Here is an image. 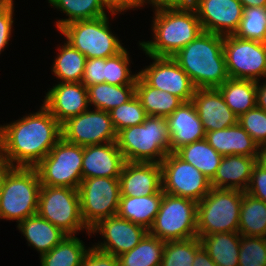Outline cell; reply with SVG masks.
Listing matches in <instances>:
<instances>
[{
  "label": "cell",
  "instance_id": "8992f818",
  "mask_svg": "<svg viewBox=\"0 0 266 266\" xmlns=\"http://www.w3.org/2000/svg\"><path fill=\"white\" fill-rule=\"evenodd\" d=\"M242 190L211 188L197 205V237L238 232Z\"/></svg>",
  "mask_w": 266,
  "mask_h": 266
},
{
  "label": "cell",
  "instance_id": "1f68e13d",
  "mask_svg": "<svg viewBox=\"0 0 266 266\" xmlns=\"http://www.w3.org/2000/svg\"><path fill=\"white\" fill-rule=\"evenodd\" d=\"M165 241L147 233L131 251L118 256L119 266H160Z\"/></svg>",
  "mask_w": 266,
  "mask_h": 266
},
{
  "label": "cell",
  "instance_id": "8fae6325",
  "mask_svg": "<svg viewBox=\"0 0 266 266\" xmlns=\"http://www.w3.org/2000/svg\"><path fill=\"white\" fill-rule=\"evenodd\" d=\"M78 192L81 217L89 229L101 219L117 215L121 196L119 178L83 179Z\"/></svg>",
  "mask_w": 266,
  "mask_h": 266
},
{
  "label": "cell",
  "instance_id": "8d00e7d4",
  "mask_svg": "<svg viewBox=\"0 0 266 266\" xmlns=\"http://www.w3.org/2000/svg\"><path fill=\"white\" fill-rule=\"evenodd\" d=\"M201 246L199 237L165 242L160 266H192Z\"/></svg>",
  "mask_w": 266,
  "mask_h": 266
},
{
  "label": "cell",
  "instance_id": "9a60e30c",
  "mask_svg": "<svg viewBox=\"0 0 266 266\" xmlns=\"http://www.w3.org/2000/svg\"><path fill=\"white\" fill-rule=\"evenodd\" d=\"M154 62L138 75L151 87L192 101L195 87L187 73L172 57L149 56Z\"/></svg>",
  "mask_w": 266,
  "mask_h": 266
},
{
  "label": "cell",
  "instance_id": "d590c367",
  "mask_svg": "<svg viewBox=\"0 0 266 266\" xmlns=\"http://www.w3.org/2000/svg\"><path fill=\"white\" fill-rule=\"evenodd\" d=\"M59 49L52 67L55 76L61 82H82L86 56L67 42Z\"/></svg>",
  "mask_w": 266,
  "mask_h": 266
},
{
  "label": "cell",
  "instance_id": "4316f807",
  "mask_svg": "<svg viewBox=\"0 0 266 266\" xmlns=\"http://www.w3.org/2000/svg\"><path fill=\"white\" fill-rule=\"evenodd\" d=\"M135 95L148 116L167 118L184 101L176 95L149 86L139 75Z\"/></svg>",
  "mask_w": 266,
  "mask_h": 266
},
{
  "label": "cell",
  "instance_id": "74e56055",
  "mask_svg": "<svg viewBox=\"0 0 266 266\" xmlns=\"http://www.w3.org/2000/svg\"><path fill=\"white\" fill-rule=\"evenodd\" d=\"M234 35L240 39L266 43V7L243 9V16Z\"/></svg>",
  "mask_w": 266,
  "mask_h": 266
},
{
  "label": "cell",
  "instance_id": "7402d4cb",
  "mask_svg": "<svg viewBox=\"0 0 266 266\" xmlns=\"http://www.w3.org/2000/svg\"><path fill=\"white\" fill-rule=\"evenodd\" d=\"M166 119L171 152L205 138L206 132L192 101L183 102Z\"/></svg>",
  "mask_w": 266,
  "mask_h": 266
},
{
  "label": "cell",
  "instance_id": "ab89813d",
  "mask_svg": "<svg viewBox=\"0 0 266 266\" xmlns=\"http://www.w3.org/2000/svg\"><path fill=\"white\" fill-rule=\"evenodd\" d=\"M128 54L127 49L124 48L117 55L106 58L105 83L111 85H136L138 73L131 75Z\"/></svg>",
  "mask_w": 266,
  "mask_h": 266
},
{
  "label": "cell",
  "instance_id": "d6a6232c",
  "mask_svg": "<svg viewBox=\"0 0 266 266\" xmlns=\"http://www.w3.org/2000/svg\"><path fill=\"white\" fill-rule=\"evenodd\" d=\"M136 85H111L99 83L90 85L88 89L89 105L95 109L110 111L129 101L135 95Z\"/></svg>",
  "mask_w": 266,
  "mask_h": 266
},
{
  "label": "cell",
  "instance_id": "f1b7e54d",
  "mask_svg": "<svg viewBox=\"0 0 266 266\" xmlns=\"http://www.w3.org/2000/svg\"><path fill=\"white\" fill-rule=\"evenodd\" d=\"M257 82L228 78L217 89L238 118L256 106Z\"/></svg>",
  "mask_w": 266,
  "mask_h": 266
},
{
  "label": "cell",
  "instance_id": "7c38bea8",
  "mask_svg": "<svg viewBox=\"0 0 266 266\" xmlns=\"http://www.w3.org/2000/svg\"><path fill=\"white\" fill-rule=\"evenodd\" d=\"M164 193L191 199L197 203L210 191V180L192 164L175 152H170L160 163Z\"/></svg>",
  "mask_w": 266,
  "mask_h": 266
},
{
  "label": "cell",
  "instance_id": "ac0fdd59",
  "mask_svg": "<svg viewBox=\"0 0 266 266\" xmlns=\"http://www.w3.org/2000/svg\"><path fill=\"white\" fill-rule=\"evenodd\" d=\"M43 105L63 124L88 109V89L82 82H59L45 96Z\"/></svg>",
  "mask_w": 266,
  "mask_h": 266
},
{
  "label": "cell",
  "instance_id": "7dc6e473",
  "mask_svg": "<svg viewBox=\"0 0 266 266\" xmlns=\"http://www.w3.org/2000/svg\"><path fill=\"white\" fill-rule=\"evenodd\" d=\"M103 2L107 7L108 12H111L110 14L112 15L144 5V0H103Z\"/></svg>",
  "mask_w": 266,
  "mask_h": 266
},
{
  "label": "cell",
  "instance_id": "4fadbf2b",
  "mask_svg": "<svg viewBox=\"0 0 266 266\" xmlns=\"http://www.w3.org/2000/svg\"><path fill=\"white\" fill-rule=\"evenodd\" d=\"M223 50L229 78L260 81L266 77V43L223 36Z\"/></svg>",
  "mask_w": 266,
  "mask_h": 266
},
{
  "label": "cell",
  "instance_id": "c3c4849f",
  "mask_svg": "<svg viewBox=\"0 0 266 266\" xmlns=\"http://www.w3.org/2000/svg\"><path fill=\"white\" fill-rule=\"evenodd\" d=\"M194 0H144V3L152 4L156 9L189 8Z\"/></svg>",
  "mask_w": 266,
  "mask_h": 266
},
{
  "label": "cell",
  "instance_id": "681fc988",
  "mask_svg": "<svg viewBox=\"0 0 266 266\" xmlns=\"http://www.w3.org/2000/svg\"><path fill=\"white\" fill-rule=\"evenodd\" d=\"M192 266H217L210 258L207 251L201 246L195 254Z\"/></svg>",
  "mask_w": 266,
  "mask_h": 266
},
{
  "label": "cell",
  "instance_id": "f5cc1de1",
  "mask_svg": "<svg viewBox=\"0 0 266 266\" xmlns=\"http://www.w3.org/2000/svg\"><path fill=\"white\" fill-rule=\"evenodd\" d=\"M244 8L266 7V0H239Z\"/></svg>",
  "mask_w": 266,
  "mask_h": 266
},
{
  "label": "cell",
  "instance_id": "11a10c76",
  "mask_svg": "<svg viewBox=\"0 0 266 266\" xmlns=\"http://www.w3.org/2000/svg\"><path fill=\"white\" fill-rule=\"evenodd\" d=\"M10 0H0V9L4 7Z\"/></svg>",
  "mask_w": 266,
  "mask_h": 266
},
{
  "label": "cell",
  "instance_id": "db71d44e",
  "mask_svg": "<svg viewBox=\"0 0 266 266\" xmlns=\"http://www.w3.org/2000/svg\"><path fill=\"white\" fill-rule=\"evenodd\" d=\"M257 162L266 169V147H261Z\"/></svg>",
  "mask_w": 266,
  "mask_h": 266
},
{
  "label": "cell",
  "instance_id": "d6986e66",
  "mask_svg": "<svg viewBox=\"0 0 266 266\" xmlns=\"http://www.w3.org/2000/svg\"><path fill=\"white\" fill-rule=\"evenodd\" d=\"M192 102L205 132L222 130L238 123V116L225 103L217 88L195 89Z\"/></svg>",
  "mask_w": 266,
  "mask_h": 266
},
{
  "label": "cell",
  "instance_id": "484cf974",
  "mask_svg": "<svg viewBox=\"0 0 266 266\" xmlns=\"http://www.w3.org/2000/svg\"><path fill=\"white\" fill-rule=\"evenodd\" d=\"M163 193L161 190L148 196H120L117 215L149 230L160 209Z\"/></svg>",
  "mask_w": 266,
  "mask_h": 266
},
{
  "label": "cell",
  "instance_id": "83f0119b",
  "mask_svg": "<svg viewBox=\"0 0 266 266\" xmlns=\"http://www.w3.org/2000/svg\"><path fill=\"white\" fill-rule=\"evenodd\" d=\"M202 247L217 266H239L241 234L239 232L214 233L200 238Z\"/></svg>",
  "mask_w": 266,
  "mask_h": 266
},
{
  "label": "cell",
  "instance_id": "cb8c5ba5",
  "mask_svg": "<svg viewBox=\"0 0 266 266\" xmlns=\"http://www.w3.org/2000/svg\"><path fill=\"white\" fill-rule=\"evenodd\" d=\"M257 159L258 157L242 155L223 156L214 178L210 181L211 188L235 189L245 192Z\"/></svg>",
  "mask_w": 266,
  "mask_h": 266
},
{
  "label": "cell",
  "instance_id": "f907efd6",
  "mask_svg": "<svg viewBox=\"0 0 266 266\" xmlns=\"http://www.w3.org/2000/svg\"><path fill=\"white\" fill-rule=\"evenodd\" d=\"M256 87V106L266 111V82L263 85H259V81H257Z\"/></svg>",
  "mask_w": 266,
  "mask_h": 266
},
{
  "label": "cell",
  "instance_id": "603a6c76",
  "mask_svg": "<svg viewBox=\"0 0 266 266\" xmlns=\"http://www.w3.org/2000/svg\"><path fill=\"white\" fill-rule=\"evenodd\" d=\"M205 139L222 156H259L260 147L239 123L222 130L206 132Z\"/></svg>",
  "mask_w": 266,
  "mask_h": 266
},
{
  "label": "cell",
  "instance_id": "e0dca14e",
  "mask_svg": "<svg viewBox=\"0 0 266 266\" xmlns=\"http://www.w3.org/2000/svg\"><path fill=\"white\" fill-rule=\"evenodd\" d=\"M204 32L234 35L243 16L239 0H194L192 6Z\"/></svg>",
  "mask_w": 266,
  "mask_h": 266
},
{
  "label": "cell",
  "instance_id": "60d3db41",
  "mask_svg": "<svg viewBox=\"0 0 266 266\" xmlns=\"http://www.w3.org/2000/svg\"><path fill=\"white\" fill-rule=\"evenodd\" d=\"M238 260L239 266H266V238L241 235Z\"/></svg>",
  "mask_w": 266,
  "mask_h": 266
},
{
  "label": "cell",
  "instance_id": "d4e9b609",
  "mask_svg": "<svg viewBox=\"0 0 266 266\" xmlns=\"http://www.w3.org/2000/svg\"><path fill=\"white\" fill-rule=\"evenodd\" d=\"M17 227L29 242L28 245L39 251L40 256L48 253L67 236L60 228L38 214L24 219Z\"/></svg>",
  "mask_w": 266,
  "mask_h": 266
},
{
  "label": "cell",
  "instance_id": "52a82bcc",
  "mask_svg": "<svg viewBox=\"0 0 266 266\" xmlns=\"http://www.w3.org/2000/svg\"><path fill=\"white\" fill-rule=\"evenodd\" d=\"M107 15L71 22L60 30L67 43L90 58H110L121 52L124 47L110 31Z\"/></svg>",
  "mask_w": 266,
  "mask_h": 266
},
{
  "label": "cell",
  "instance_id": "f546056e",
  "mask_svg": "<svg viewBox=\"0 0 266 266\" xmlns=\"http://www.w3.org/2000/svg\"><path fill=\"white\" fill-rule=\"evenodd\" d=\"M175 153L185 162L192 164L210 181L214 178L223 158L205 138L182 146Z\"/></svg>",
  "mask_w": 266,
  "mask_h": 266
},
{
  "label": "cell",
  "instance_id": "2e32d148",
  "mask_svg": "<svg viewBox=\"0 0 266 266\" xmlns=\"http://www.w3.org/2000/svg\"><path fill=\"white\" fill-rule=\"evenodd\" d=\"M90 232L93 234L98 232L106 240L104 243L94 245L96 249L118 257L139 244L148 230L139 224L114 215L101 219L90 229Z\"/></svg>",
  "mask_w": 266,
  "mask_h": 266
},
{
  "label": "cell",
  "instance_id": "836d02e7",
  "mask_svg": "<svg viewBox=\"0 0 266 266\" xmlns=\"http://www.w3.org/2000/svg\"><path fill=\"white\" fill-rule=\"evenodd\" d=\"M48 2L63 13L68 18L58 20L57 29L79 20L95 19L107 15L103 0H48Z\"/></svg>",
  "mask_w": 266,
  "mask_h": 266
},
{
  "label": "cell",
  "instance_id": "7bdbcfd3",
  "mask_svg": "<svg viewBox=\"0 0 266 266\" xmlns=\"http://www.w3.org/2000/svg\"><path fill=\"white\" fill-rule=\"evenodd\" d=\"M106 58L86 59L82 83L88 87L99 83H105Z\"/></svg>",
  "mask_w": 266,
  "mask_h": 266
},
{
  "label": "cell",
  "instance_id": "3957f363",
  "mask_svg": "<svg viewBox=\"0 0 266 266\" xmlns=\"http://www.w3.org/2000/svg\"><path fill=\"white\" fill-rule=\"evenodd\" d=\"M154 14V40L139 43L148 56L172 57L203 32L193 7L160 9Z\"/></svg>",
  "mask_w": 266,
  "mask_h": 266
},
{
  "label": "cell",
  "instance_id": "bcb514c9",
  "mask_svg": "<svg viewBox=\"0 0 266 266\" xmlns=\"http://www.w3.org/2000/svg\"><path fill=\"white\" fill-rule=\"evenodd\" d=\"M80 266H119L118 257L102 252L94 246L88 248Z\"/></svg>",
  "mask_w": 266,
  "mask_h": 266
},
{
  "label": "cell",
  "instance_id": "f6af8a7d",
  "mask_svg": "<svg viewBox=\"0 0 266 266\" xmlns=\"http://www.w3.org/2000/svg\"><path fill=\"white\" fill-rule=\"evenodd\" d=\"M13 0H10L4 7L0 9V54L4 50L10 39L13 25Z\"/></svg>",
  "mask_w": 266,
  "mask_h": 266
},
{
  "label": "cell",
  "instance_id": "6da1fadb",
  "mask_svg": "<svg viewBox=\"0 0 266 266\" xmlns=\"http://www.w3.org/2000/svg\"><path fill=\"white\" fill-rule=\"evenodd\" d=\"M61 138V124L42 104L38 112L0 126V156L12 167L34 168Z\"/></svg>",
  "mask_w": 266,
  "mask_h": 266
},
{
  "label": "cell",
  "instance_id": "4dcf8cb0",
  "mask_svg": "<svg viewBox=\"0 0 266 266\" xmlns=\"http://www.w3.org/2000/svg\"><path fill=\"white\" fill-rule=\"evenodd\" d=\"M238 232L242 236L266 238V202L243 191Z\"/></svg>",
  "mask_w": 266,
  "mask_h": 266
},
{
  "label": "cell",
  "instance_id": "7a4b0ae2",
  "mask_svg": "<svg viewBox=\"0 0 266 266\" xmlns=\"http://www.w3.org/2000/svg\"><path fill=\"white\" fill-rule=\"evenodd\" d=\"M172 58L196 89L218 88L229 78L221 35L203 31Z\"/></svg>",
  "mask_w": 266,
  "mask_h": 266
},
{
  "label": "cell",
  "instance_id": "816d5d0a",
  "mask_svg": "<svg viewBox=\"0 0 266 266\" xmlns=\"http://www.w3.org/2000/svg\"><path fill=\"white\" fill-rule=\"evenodd\" d=\"M12 168L13 167L0 156V195H1V190H2V185H3L4 179L7 175V173Z\"/></svg>",
  "mask_w": 266,
  "mask_h": 266
},
{
  "label": "cell",
  "instance_id": "e575fe53",
  "mask_svg": "<svg viewBox=\"0 0 266 266\" xmlns=\"http://www.w3.org/2000/svg\"><path fill=\"white\" fill-rule=\"evenodd\" d=\"M88 250L75 235H67L48 253L40 256L41 266H80Z\"/></svg>",
  "mask_w": 266,
  "mask_h": 266
},
{
  "label": "cell",
  "instance_id": "f35d334b",
  "mask_svg": "<svg viewBox=\"0 0 266 266\" xmlns=\"http://www.w3.org/2000/svg\"><path fill=\"white\" fill-rule=\"evenodd\" d=\"M109 113L116 132L142 124L148 117L136 95L122 105L113 108Z\"/></svg>",
  "mask_w": 266,
  "mask_h": 266
},
{
  "label": "cell",
  "instance_id": "9c48e42d",
  "mask_svg": "<svg viewBox=\"0 0 266 266\" xmlns=\"http://www.w3.org/2000/svg\"><path fill=\"white\" fill-rule=\"evenodd\" d=\"M83 146L61 138L34 167L41 186L78 189L82 178Z\"/></svg>",
  "mask_w": 266,
  "mask_h": 266
},
{
  "label": "cell",
  "instance_id": "ba28073f",
  "mask_svg": "<svg viewBox=\"0 0 266 266\" xmlns=\"http://www.w3.org/2000/svg\"><path fill=\"white\" fill-rule=\"evenodd\" d=\"M197 205L191 199L163 193L148 233L165 242L197 237Z\"/></svg>",
  "mask_w": 266,
  "mask_h": 266
},
{
  "label": "cell",
  "instance_id": "44dd1931",
  "mask_svg": "<svg viewBox=\"0 0 266 266\" xmlns=\"http://www.w3.org/2000/svg\"><path fill=\"white\" fill-rule=\"evenodd\" d=\"M124 163L116 142L84 146L82 178H119Z\"/></svg>",
  "mask_w": 266,
  "mask_h": 266
},
{
  "label": "cell",
  "instance_id": "5b68a950",
  "mask_svg": "<svg viewBox=\"0 0 266 266\" xmlns=\"http://www.w3.org/2000/svg\"><path fill=\"white\" fill-rule=\"evenodd\" d=\"M41 188L35 168L13 167L6 175L0 195V218L17 220L37 214Z\"/></svg>",
  "mask_w": 266,
  "mask_h": 266
},
{
  "label": "cell",
  "instance_id": "277c9868",
  "mask_svg": "<svg viewBox=\"0 0 266 266\" xmlns=\"http://www.w3.org/2000/svg\"><path fill=\"white\" fill-rule=\"evenodd\" d=\"M116 144L128 162L161 163L171 152L167 119L148 116L117 132Z\"/></svg>",
  "mask_w": 266,
  "mask_h": 266
},
{
  "label": "cell",
  "instance_id": "ee69618b",
  "mask_svg": "<svg viewBox=\"0 0 266 266\" xmlns=\"http://www.w3.org/2000/svg\"><path fill=\"white\" fill-rule=\"evenodd\" d=\"M245 192L266 202V169L258 162L252 169L250 182Z\"/></svg>",
  "mask_w": 266,
  "mask_h": 266
},
{
  "label": "cell",
  "instance_id": "5bb4252c",
  "mask_svg": "<svg viewBox=\"0 0 266 266\" xmlns=\"http://www.w3.org/2000/svg\"><path fill=\"white\" fill-rule=\"evenodd\" d=\"M61 131L64 140L83 147L116 142L117 137L110 113L99 109L69 118L61 124Z\"/></svg>",
  "mask_w": 266,
  "mask_h": 266
},
{
  "label": "cell",
  "instance_id": "30bf717a",
  "mask_svg": "<svg viewBox=\"0 0 266 266\" xmlns=\"http://www.w3.org/2000/svg\"><path fill=\"white\" fill-rule=\"evenodd\" d=\"M37 214L67 235H75L82 229L91 234L81 217L78 189L41 186Z\"/></svg>",
  "mask_w": 266,
  "mask_h": 266
},
{
  "label": "cell",
  "instance_id": "b9f144b4",
  "mask_svg": "<svg viewBox=\"0 0 266 266\" xmlns=\"http://www.w3.org/2000/svg\"><path fill=\"white\" fill-rule=\"evenodd\" d=\"M238 123L249 133L258 146L266 147V111L258 106L242 114Z\"/></svg>",
  "mask_w": 266,
  "mask_h": 266
},
{
  "label": "cell",
  "instance_id": "ffe728a7",
  "mask_svg": "<svg viewBox=\"0 0 266 266\" xmlns=\"http://www.w3.org/2000/svg\"><path fill=\"white\" fill-rule=\"evenodd\" d=\"M121 196L141 197L162 190L160 163L125 161L119 177Z\"/></svg>",
  "mask_w": 266,
  "mask_h": 266
}]
</instances>
